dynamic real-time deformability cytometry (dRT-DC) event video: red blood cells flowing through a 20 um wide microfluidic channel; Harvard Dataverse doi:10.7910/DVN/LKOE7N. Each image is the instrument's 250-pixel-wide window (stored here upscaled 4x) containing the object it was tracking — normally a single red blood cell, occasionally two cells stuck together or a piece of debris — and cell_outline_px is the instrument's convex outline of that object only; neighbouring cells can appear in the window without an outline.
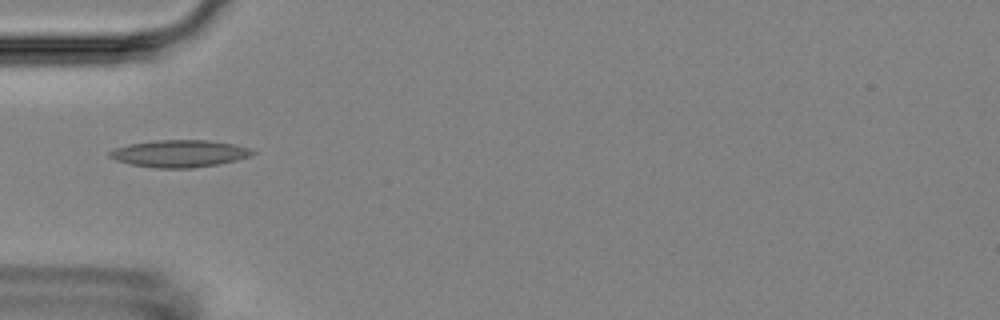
{"species": "Egyptian fruit bat (a non-hibernating species)", "species_latin": "Rousettus aegyptiacus", "temperature_condition": "room temperature", "stored_images_in_passage": 11, "camera_frame_rate_fps": 3000, "um_per_image_px": 0.085, "animal": {"sex": "female"}, "frame": {"image": 1, "passage_image": 1, "time_ms": 0.0, "image_size_px": [1000, 320], "cell_outline_px": [[256, 152], [248, 156], [236, 160], [216, 164], [192, 168], [156, 168], [132, 164], [116, 160], [108, 156], [108, 152], [112, 148], [128, 144], [152, 140], [208, 140], [236, 144], [248, 148]], "centroid_in_image_um": [15.2, 13.04], "position_along_channel_um": 69.8, "area_um2": 22.6}}
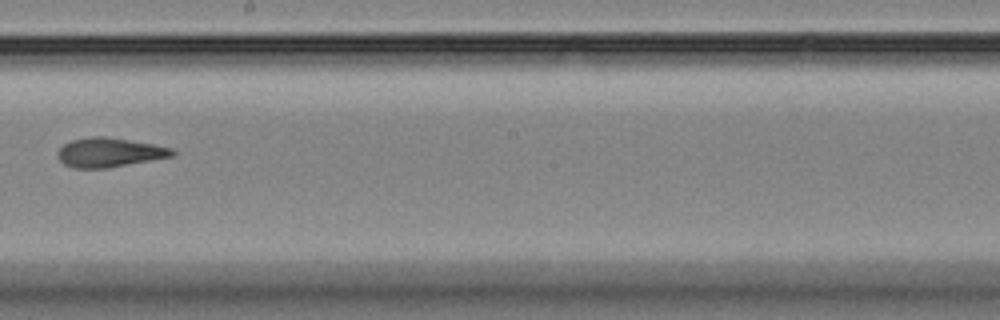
{"frame": {"image": 2, "passage_image": 5, "time_ms": 4.667, "image_size_px": [1000, 320], "cell_outline_px": [[176, 156], [108, 168], [72, 168], [64, 164], [56, 156], [56, 152], [64, 144], [72, 140], [92, 136], [104, 136], [152, 144], [172, 148], [176, 152]], "centroid_in_image_um": [9.3, 12.97], "position_along_channel_um": 238.9, "area_um2": 19.65}}
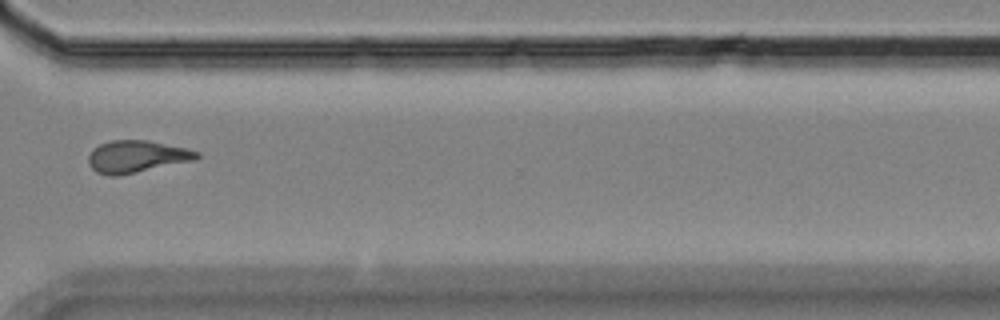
{"frame": {"image": 3, "passage_image": 8, "time_ms": 8.0, "image_size_px": [1000, 320], "cell_outline_px": [[200, 156], [196, 160], [116, 176], [108, 176], [96, 172], [88, 164], [88, 156], [92, 148], [100, 144], [112, 140], [148, 140], [188, 148], [200, 152]], "centroid_in_image_um": [11.62, 13.3], "position_along_channel_um": 359.0, "area_um2": 20.46}, "authors_computed_cell_mechanics": {"area_um2": 19.652, "velocity_mm_per_s": 3.61, "shape_relaxation_time_tau1_ms": null, "shape_relaxation_time_tau2_ms": 1.988, "deformation_change_tau1": null, "deformation_change_tau2": 0.0885}}